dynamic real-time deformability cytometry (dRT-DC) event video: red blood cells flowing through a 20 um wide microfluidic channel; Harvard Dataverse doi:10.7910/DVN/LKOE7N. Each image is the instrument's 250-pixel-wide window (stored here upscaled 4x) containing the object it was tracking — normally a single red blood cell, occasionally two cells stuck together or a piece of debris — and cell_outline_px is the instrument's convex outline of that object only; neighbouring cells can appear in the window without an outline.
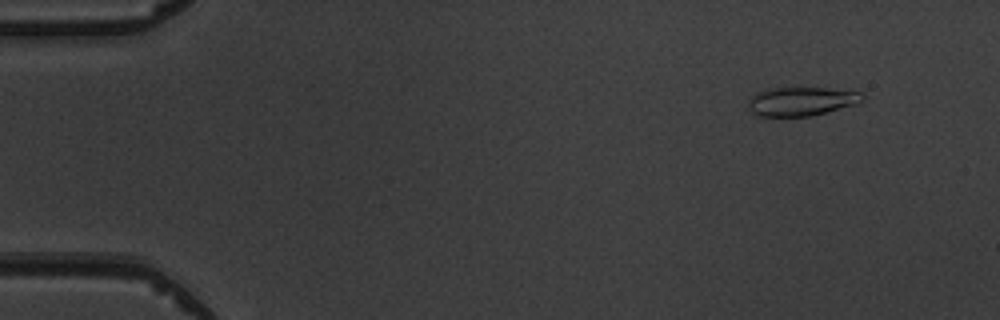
{"species": "common noctule bat (a hibernating species)", "species_latin": "Nyctalus noctula", "temperature_condition": "warm", "stored_images_in_passage": 6, "camera_frame_rate_fps": 3000, "um_per_image_px": 0.085, "animal": {"sex": "male", "body_mass_g": 19.5, "forearm_length_mm": 54.6}, "frame": {"image": 1, "passage_image": 2, "time_ms": 1.333, "image_size_px": [1000, 320], "cell_outline_px": [[864, 100], [856, 104], [812, 116], [756, 116], [748, 108], [748, 100], [756, 92], [768, 88], [828, 88], [864, 92]], "centroid_in_image_um": [68.12, 8.61], "position_along_channel_um": 16.9, "area_um2": 19.36}}
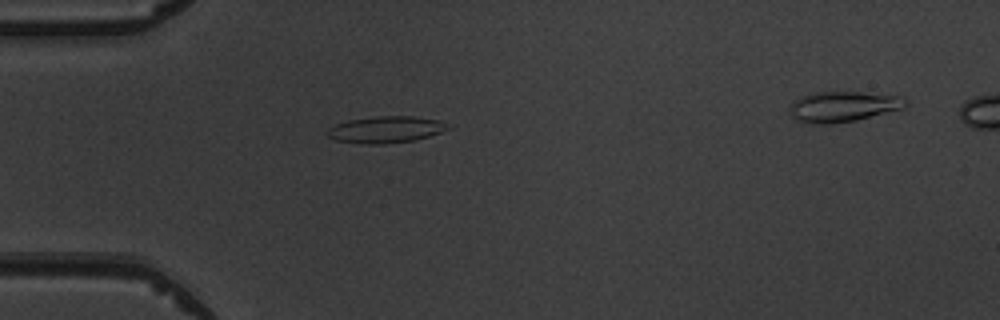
{"frame": {"image": 2, "passage_image": 5, "time_ms": 4.667, "image_size_px": [1000, 320], "cell_outline_px": [[452, 128], [416, 140], [384, 144], [360, 144], [336, 140], [328, 136], [328, 128], [336, 124], [348, 120], [376, 116], [412, 116], [440, 120]], "centroid_in_image_um": [32.79, 11.01], "position_along_channel_um": 52.2, "area_um2": 18.73}}